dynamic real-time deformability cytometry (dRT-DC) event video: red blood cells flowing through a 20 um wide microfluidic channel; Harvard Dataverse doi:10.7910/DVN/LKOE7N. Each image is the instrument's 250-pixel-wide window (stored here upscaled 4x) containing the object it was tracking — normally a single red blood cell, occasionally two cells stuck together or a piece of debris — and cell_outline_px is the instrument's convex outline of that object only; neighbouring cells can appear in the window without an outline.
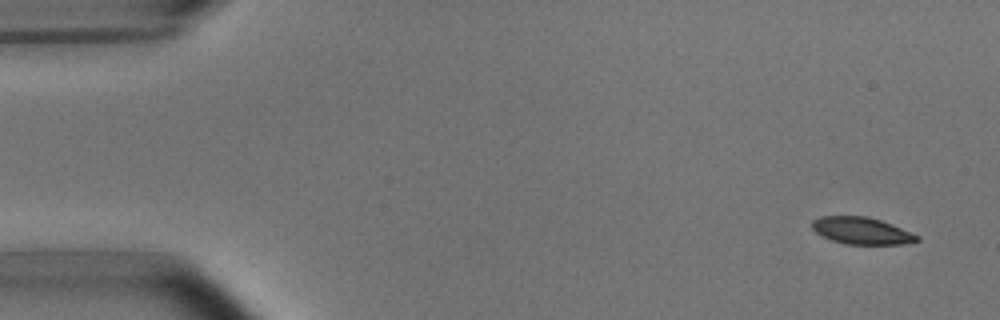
{"species": "common noctule bat (a hibernating species)", "species_latin": "Nyctalus noctula", "temperature_condition": "room temperature", "stored_images_in_passage": 4, "camera_frame_rate_fps": 3000, "um_per_image_px": 0.085, "animal": {"sex": "male", "body_mass_g": 15.6}, "frame": {"image": 1, "passage_image": 1, "time_ms": 0.0, "image_size_px": [1000, 320], "cell_outline_px": [[920, 240], [904, 244], [844, 244], [832, 240], [816, 232], [812, 228], [812, 220], [820, 216], [868, 216], [892, 224], [920, 236]], "centroid_in_image_um": [73.25, 19.61], "position_along_channel_um": 11.8, "area_um2": 16.47}}
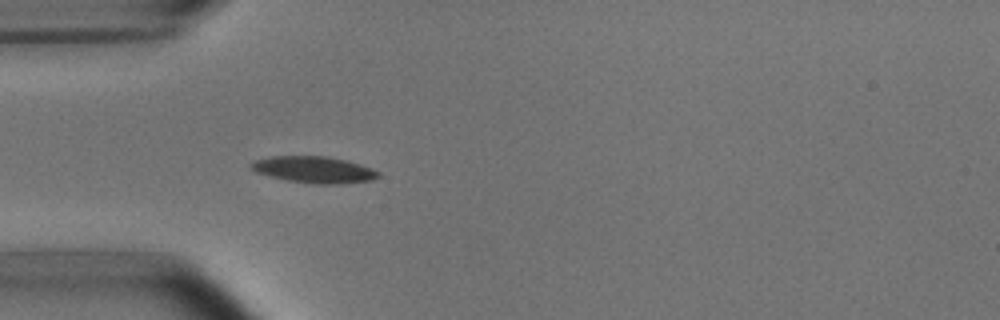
{"frame": {"image": 2, "passage_image": 4, "time_ms": 4.333, "image_size_px": [1000, 320], "cell_outline_px": [[380, 176], [372, 180], [340, 184], [312, 184], [288, 180], [256, 172], [248, 168], [248, 164], [256, 160], [272, 156], [328, 156], [360, 164], [372, 168], [380, 172]], "centroid_in_image_um": [26.69, 14.42], "position_along_channel_um": 58.3, "area_um2": 19.71}}